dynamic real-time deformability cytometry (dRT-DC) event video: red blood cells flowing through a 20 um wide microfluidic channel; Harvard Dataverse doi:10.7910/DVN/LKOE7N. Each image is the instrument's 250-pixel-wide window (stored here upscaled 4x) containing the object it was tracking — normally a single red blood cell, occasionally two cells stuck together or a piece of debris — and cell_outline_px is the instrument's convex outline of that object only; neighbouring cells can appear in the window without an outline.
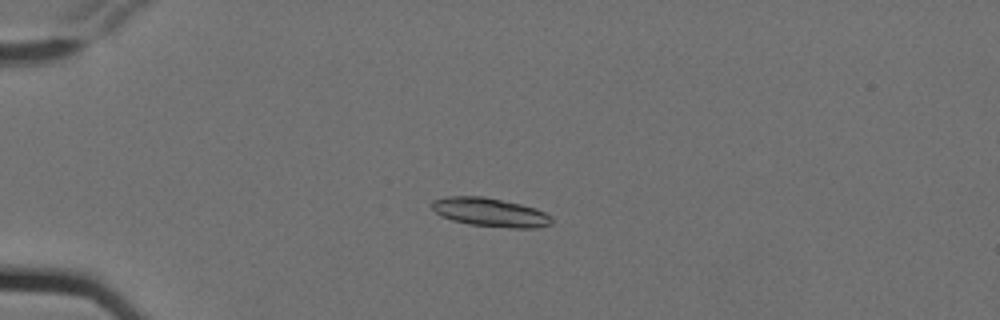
{"species": "Egyptian fruit bat (a non-hibernating species)", "species_latin": "Rousettus aegyptiacus", "temperature_condition": "cold", "stored_images_in_passage": 4, "camera_frame_rate_fps": 3000, "um_per_image_px": 0.085, "animal": {"sex": "female"}, "frame": {"image": 1, "passage_image": 3, "time_ms": 0.667, "image_size_px": [1000, 320], "cell_outline_px": [[552, 224], [536, 228], [512, 228], [468, 224], [452, 220], [440, 216], [432, 208], [432, 200], [444, 196], [484, 196], [520, 204], [536, 208], [552, 216]], "centroid_in_image_um": [41.66, 18.04], "position_along_channel_um": 43.3, "area_um2": 20.17}}